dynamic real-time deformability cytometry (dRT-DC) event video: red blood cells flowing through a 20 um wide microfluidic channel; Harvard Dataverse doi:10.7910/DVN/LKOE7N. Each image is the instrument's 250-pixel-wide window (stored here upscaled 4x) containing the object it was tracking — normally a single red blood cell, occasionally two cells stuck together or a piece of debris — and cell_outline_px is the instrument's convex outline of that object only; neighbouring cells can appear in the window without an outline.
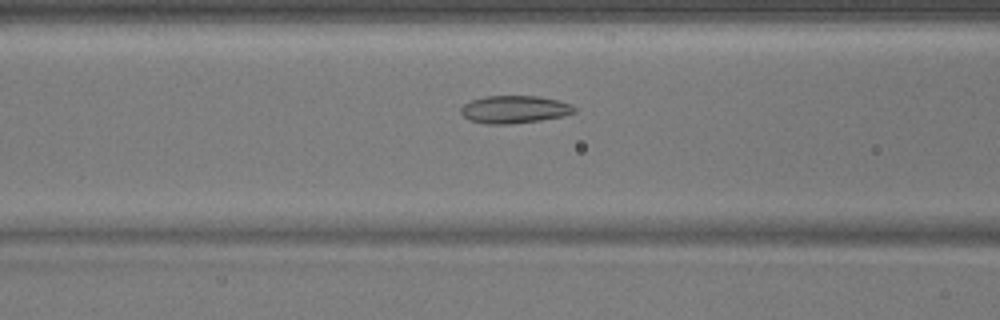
{"species": "common noctule bat (a hibernating species)", "species_latin": "Nyctalus noctula", "temperature_condition": "warm", "stored_images_in_passage": 39, "camera_frame_rate_fps": 3000, "um_per_image_px": 0.085, "animal": {"sex": "male", "body_mass_g": 17.9}, "frame": {"image": 1, "passage_image": 12, "time_ms": 3.667, "image_size_px": [1000, 320], "cell_outline_px": [[576, 112], [564, 116], [540, 120], [508, 124], [484, 124], [468, 120], [460, 112], [460, 108], [464, 104], [472, 100], [484, 96], [540, 96], [572, 104], [576, 108]], "centroid_in_image_um": [43.72, 9.3], "position_along_channel_um": 122.9, "area_um2": 18.38}}
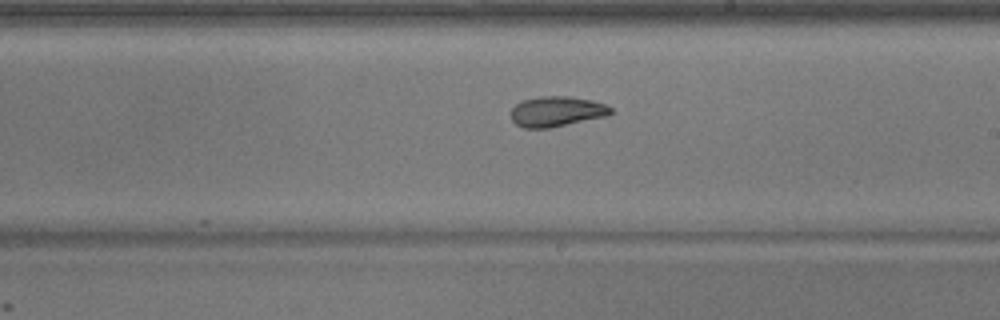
{"frame": {"image": 2, "passage_image": 21, "time_ms": 6.667, "image_size_px": [1000, 320], "cell_outline_px": [[612, 112], [608, 116], [548, 128], [524, 128], [516, 124], [512, 120], [508, 112], [520, 100], [540, 96], [568, 96], [592, 100], [608, 104], [612, 108]], "centroid_in_image_um": [47.3, 9.46], "position_along_channel_um": 241.7, "area_um2": 17.92}}
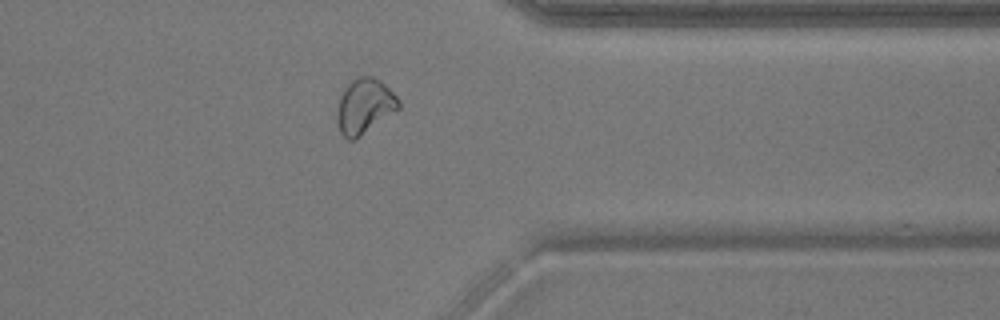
{"frame": {"image": 3, "passage_image": 32, "time_ms": 10.333, "image_size_px": [1000, 320], "cell_outline_px": [[400, 108], [360, 136], [352, 140], [348, 140], [340, 132], [336, 124], [336, 116], [340, 96], [344, 88], [352, 80], [360, 76], [372, 76], [380, 80], [400, 100]], "centroid_in_image_um": [30.97, 9.02], "position_along_channel_um": 380.4, "area_um2": 19.65}}